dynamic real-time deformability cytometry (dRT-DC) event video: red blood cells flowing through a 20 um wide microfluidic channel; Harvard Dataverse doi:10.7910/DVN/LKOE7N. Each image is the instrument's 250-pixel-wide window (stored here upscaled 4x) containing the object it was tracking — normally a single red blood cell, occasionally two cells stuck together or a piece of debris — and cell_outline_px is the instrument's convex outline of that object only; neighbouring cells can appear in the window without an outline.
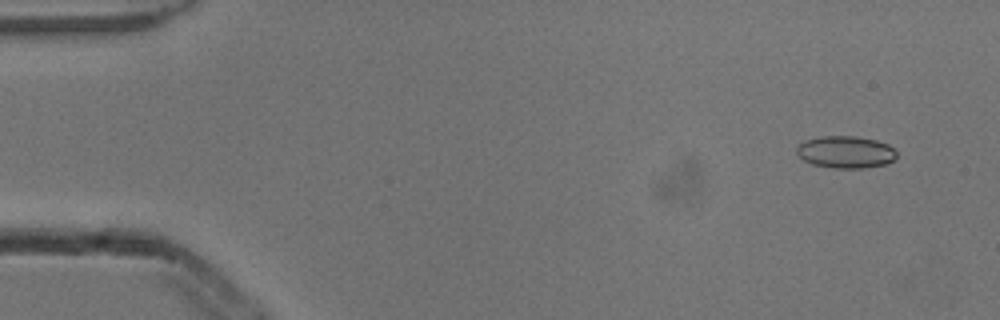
{"species": "common noctule bat (a hibernating species)", "species_latin": "Nyctalus noctula", "temperature_condition": "cold", "stored_images_in_passage": 6, "camera_frame_rate_fps": 3000, "um_per_image_px": 0.085, "animal": {"sex": "male", "body_mass_g": 13.3}, "frame": {"image": 1, "passage_image": 1, "time_ms": 0.0, "image_size_px": [1000, 320], "cell_outline_px": [[896, 156], [892, 160], [884, 164], [864, 168], [832, 168], [812, 164], [804, 160], [796, 152], [796, 148], [804, 140], [820, 136], [856, 136], [876, 140], [888, 144], [896, 152]], "centroid_in_image_um": [71.85, 12.92], "position_along_channel_um": 13.1, "area_um2": 18.67}}
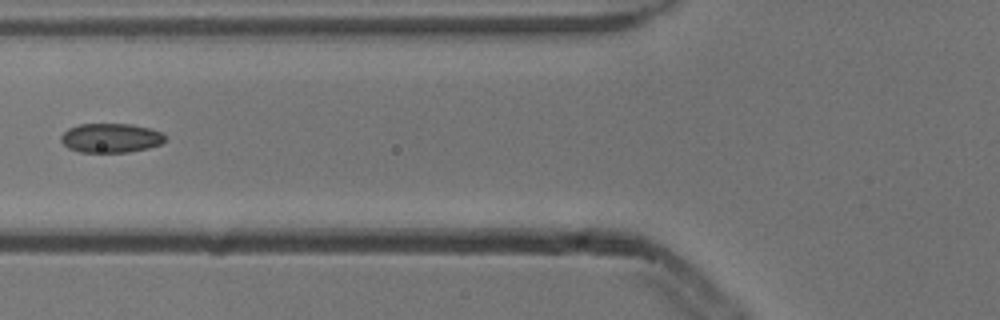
{"frame": {"image": 2, "passage_image": 5, "time_ms": 1.333, "image_size_px": [1000, 320], "cell_outline_px": [[164, 140], [160, 144], [148, 148], [128, 152], [80, 152], [68, 148], [60, 140], [60, 136], [68, 128], [80, 124], [132, 124], [152, 128], [160, 132], [164, 136]], "centroid_in_image_um": [9.4, 11.72], "position_along_channel_um": 116.4, "area_um2": 17.74}}
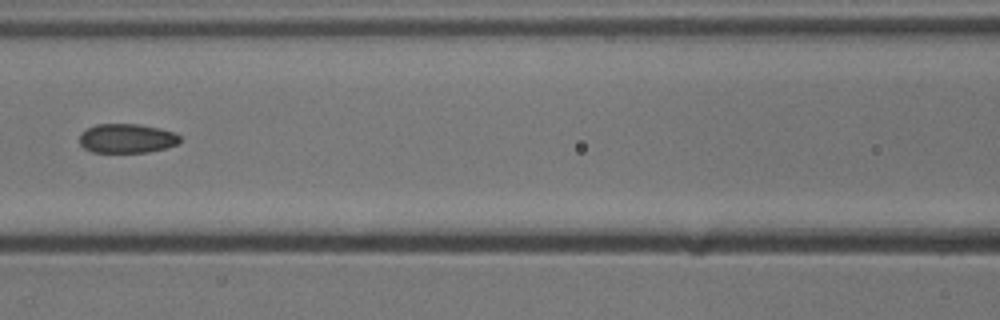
{"frame": {"image": 3, "passage_image": 6, "time_ms": 1.667, "image_size_px": [1000, 320], "cell_outline_px": [[180, 140], [176, 144], [164, 148], [148, 152], [92, 152], [84, 148], [80, 144], [80, 132], [96, 124], [140, 124], [160, 128], [176, 132], [180, 136]], "centroid_in_image_um": [10.78, 11.75], "position_along_channel_um": 155.8, "area_um2": 17.17}}